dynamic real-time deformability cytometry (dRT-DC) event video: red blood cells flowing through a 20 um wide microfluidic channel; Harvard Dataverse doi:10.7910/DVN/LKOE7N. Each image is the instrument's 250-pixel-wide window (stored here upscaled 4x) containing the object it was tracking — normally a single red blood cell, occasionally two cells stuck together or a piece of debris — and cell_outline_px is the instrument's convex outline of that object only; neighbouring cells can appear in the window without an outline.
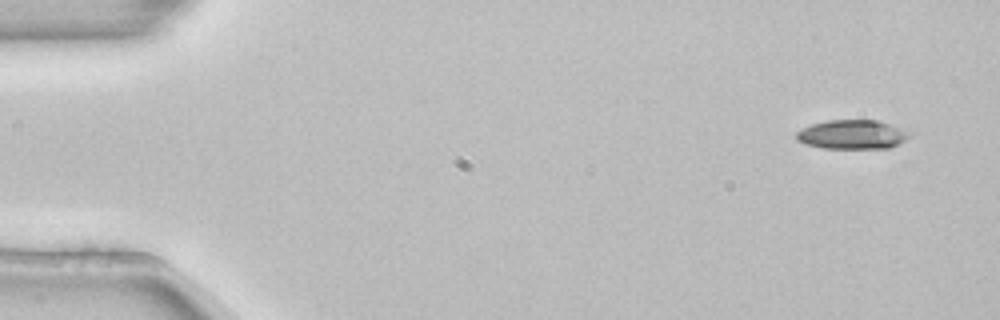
{"species": "common noctule bat (a hibernating species)", "species_latin": "Nyctalus noctula", "temperature_condition": "room temperature", "stored_images_in_passage": 4, "camera_frame_rate_fps": 3000, "um_per_image_px": 0.085, "animal": {"sex": "female", "body_mass_g": 22.7, "forearm_length_mm": 54.2}, "frame": {"image": 1, "passage_image": 1, "time_ms": 0.0, "image_size_px": [1000, 320], "cell_outline_px": [[908, 136], [904, 140], [888, 148], [824, 148], [804, 144], [796, 140], [796, 132], [812, 124], [828, 120], [876, 120], [900, 128]], "centroid_in_image_um": [72.34, 11.43], "position_along_channel_um": 12.7, "area_um2": 18.73}}
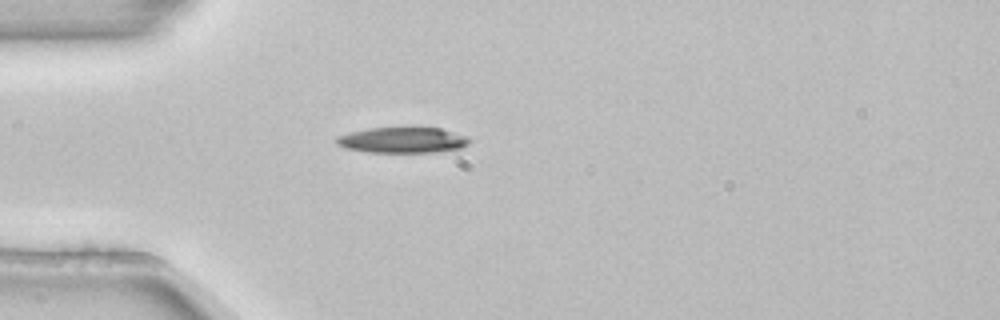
{"frame": {"image": 2, "passage_image": 4, "time_ms": 1.0, "image_size_px": [1000, 320], "cell_outline_px": [[472, 140], [468, 144], [460, 148], [432, 152], [368, 152], [344, 148], [336, 144], [336, 136], [348, 132], [368, 128], [412, 124], [440, 128], [468, 136]], "centroid_in_image_um": [34.21, 11.85], "position_along_channel_um": 50.8, "area_um2": 20.98}}